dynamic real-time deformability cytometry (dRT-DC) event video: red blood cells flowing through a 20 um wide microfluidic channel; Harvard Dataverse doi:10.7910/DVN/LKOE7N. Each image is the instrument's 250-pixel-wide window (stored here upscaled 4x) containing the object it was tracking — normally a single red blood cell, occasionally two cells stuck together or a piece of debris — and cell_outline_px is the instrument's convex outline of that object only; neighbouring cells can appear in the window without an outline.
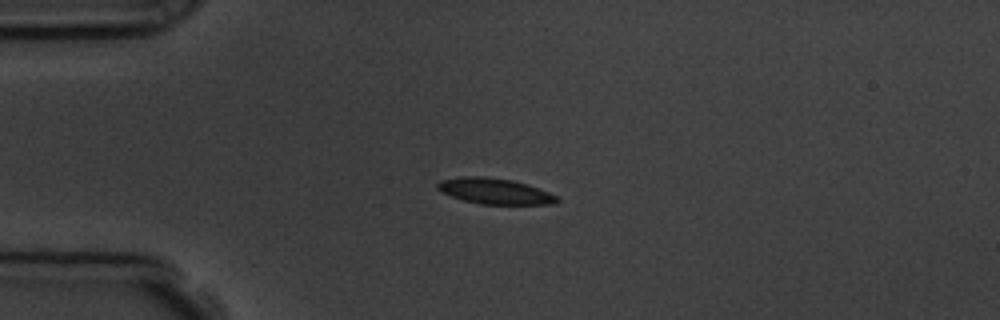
{"species": "common noctule bat (a hibernating species)", "species_latin": "Nyctalus noctula", "temperature_condition": "room temperature", "stored_images_in_passage": 11, "camera_frame_rate_fps": 3000, "um_per_image_px": 0.085, "animal": {"sex": "male", "body_mass_g": 19.5, "forearm_length_mm": 54.6}, "frame": {"image": 1, "passage_image": 4, "time_ms": 3.333, "image_size_px": [1000, 320], "cell_outline_px": [[560, 200], [556, 204], [480, 204], [464, 200], [440, 192], [436, 188], [436, 184], [440, 180], [460, 176], [484, 176], [512, 180], [528, 184], [548, 192], [556, 196]], "centroid_in_image_um": [42.03, 16.24], "position_along_channel_um": 43.0, "area_um2": 18.03}}
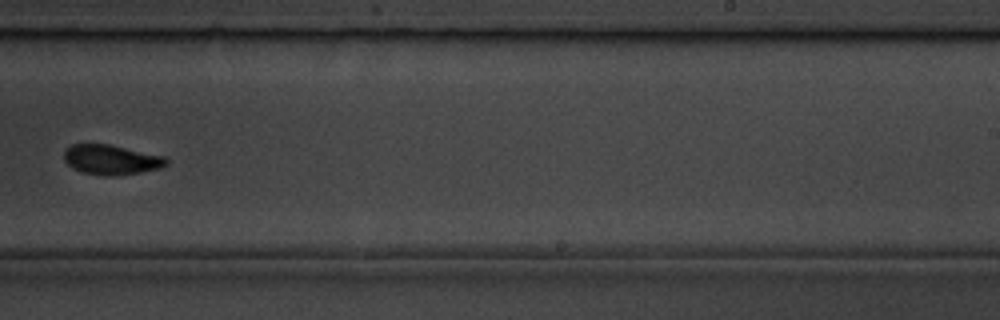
{"frame": {"image": 2, "passage_image": 10, "time_ms": 10.333, "image_size_px": [1000, 320], "cell_outline_px": [[168, 164], [160, 168], [120, 176], [104, 176], [84, 172], [72, 168], [64, 160], [64, 152], [72, 144], [108, 144], [164, 156], [168, 160]], "centroid_in_image_um": [9.47, 13.58], "position_along_channel_um": 279.5, "area_um2": 17.74}}